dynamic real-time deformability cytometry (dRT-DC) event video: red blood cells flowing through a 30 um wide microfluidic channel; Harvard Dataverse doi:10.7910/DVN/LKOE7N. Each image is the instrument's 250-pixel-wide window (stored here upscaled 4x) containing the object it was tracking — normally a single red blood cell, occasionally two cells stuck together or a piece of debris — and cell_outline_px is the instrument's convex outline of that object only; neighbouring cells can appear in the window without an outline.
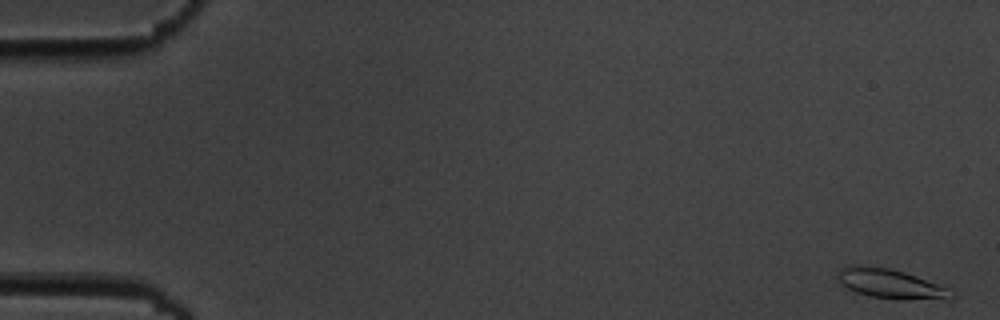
{"species": "common noctule bat (a hibernating species)", "species_latin": "Nyctalus noctula", "temperature_condition": "cold", "stored_images_in_passage": 7, "segment_of_instrument_passage": [2, 2], "camera_frame_rate_fps": 3000, "um_per_image_px": 0.085, "animal": {"sex": "male", "body_mass_g": 19.5, "forearm_length_mm": 54.6}, "frame": {"image": 1, "passage_image": 7, "time_ms": 7.0, "image_size_px": [1000, 320], "cell_outline_px": [[948, 300], [896, 300], [868, 296], [856, 292], [840, 284], [836, 276], [840, 268], [888, 268], [904, 272], [916, 276], [948, 288]], "centroid_in_image_um": [75.7, 24.18], "position_along_channel_um": 9.3, "area_um2": 18.9}}